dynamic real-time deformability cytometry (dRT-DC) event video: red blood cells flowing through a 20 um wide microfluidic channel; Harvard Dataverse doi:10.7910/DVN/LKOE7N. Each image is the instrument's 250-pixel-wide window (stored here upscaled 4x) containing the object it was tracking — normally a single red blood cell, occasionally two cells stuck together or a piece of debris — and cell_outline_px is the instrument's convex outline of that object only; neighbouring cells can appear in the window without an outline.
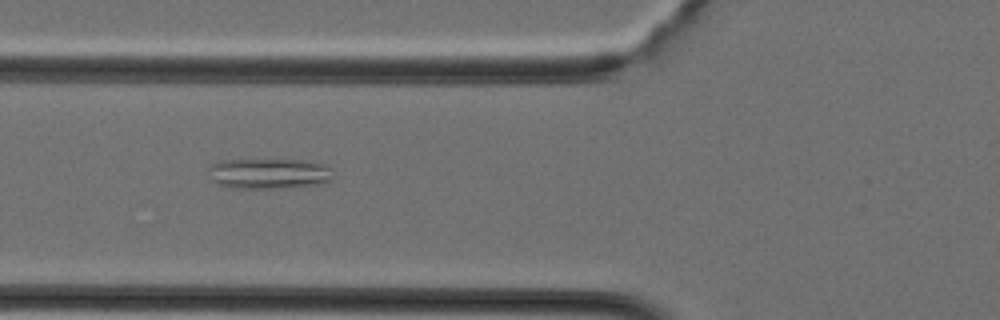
{"species": "Egyptian fruit bat (a non-hibernating species)", "species_latin": "Rousettus aegyptiacus", "temperature_condition": "cold", "stored_images_in_passage": 36, "camera_frame_rate_fps": 3000, "um_per_image_px": 0.085, "animal": {"sex": "female"}, "frame": {"image": 1, "passage_image": 11, "time_ms": 3.333, "image_size_px": [1000, 320], "cell_outline_px": [[332, 180], [320, 184], [272, 188], [236, 188], [220, 184], [212, 180], [208, 168], [212, 164], [220, 160], [300, 160], [324, 164], [328, 168]], "centroid_in_image_um": [22.82, 14.74], "position_along_channel_um": 103.0, "area_um2": 21.68}}
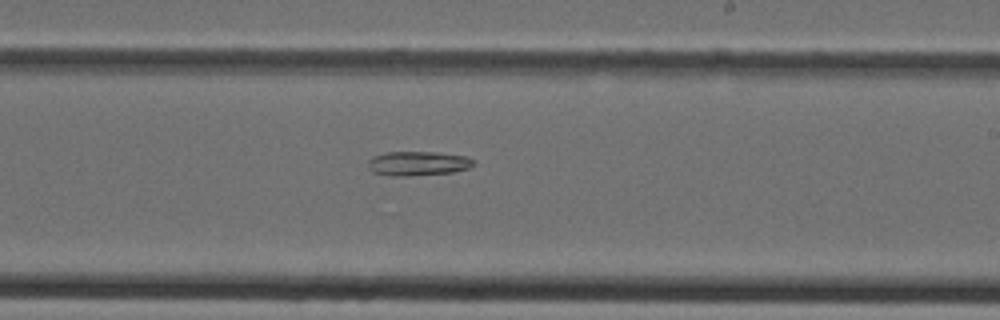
{"frame": {"image": 2, "passage_image": 20, "time_ms": 6.333, "image_size_px": [1000, 320], "cell_outline_px": [[476, 164], [468, 168], [452, 172], [408, 176], [392, 176], [372, 172], [368, 168], [368, 160], [372, 156], [384, 152], [436, 152], [464, 156], [476, 160]], "centroid_in_image_um": [35.5, 13.89], "position_along_channel_um": 253.5, "area_um2": 15.09}}
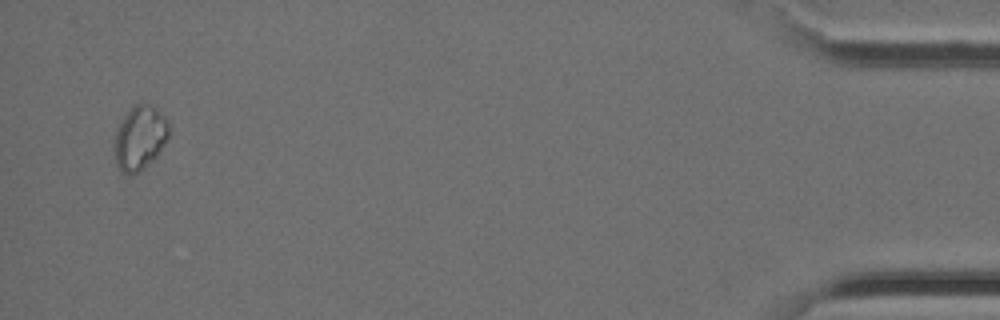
{"frame": {"image": 3, "passage_image": 35, "time_ms": 11.333, "image_size_px": [1000, 320], "cell_outline_px": [[168, 136], [164, 144], [156, 156], [140, 172], [132, 176], [128, 176], [116, 164], [116, 132], [124, 116], [136, 104], [148, 104], [156, 108], [168, 120]], "centroid_in_image_um": [11.91, 11.74], "position_along_channel_um": 423.3, "area_um2": 19.83}}